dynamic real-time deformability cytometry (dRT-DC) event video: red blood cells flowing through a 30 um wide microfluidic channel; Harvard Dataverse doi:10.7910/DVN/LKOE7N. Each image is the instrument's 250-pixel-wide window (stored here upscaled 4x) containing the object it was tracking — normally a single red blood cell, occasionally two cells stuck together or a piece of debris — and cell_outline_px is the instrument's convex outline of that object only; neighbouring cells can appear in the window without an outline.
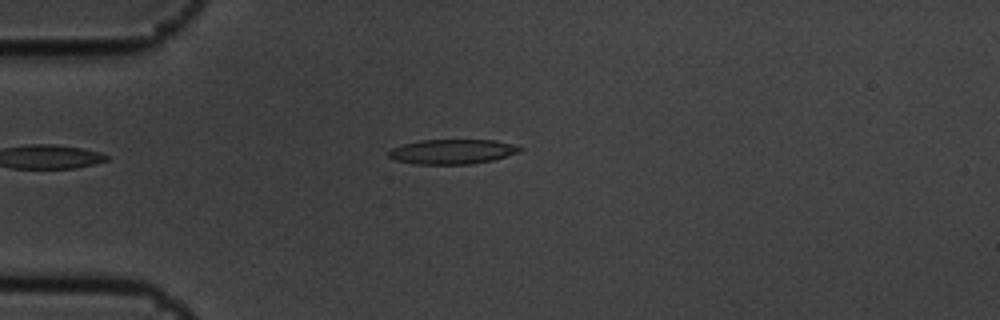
{"species": "common noctule bat (a hibernating species)", "species_latin": "Nyctalus noctula", "temperature_condition": "cold", "stored_images_in_passage": 7, "camera_frame_rate_fps": 3000, "um_per_image_px": 0.085, "animal": {"sex": "male", "body_mass_g": 19.5, "forearm_length_mm": 54.6}, "frame": {"image": 1, "passage_image": 5, "time_ms": 1.333, "image_size_px": [1000, 320], "cell_outline_px": [[524, 148], [520, 152], [492, 160], [468, 164], [416, 164], [396, 160], [388, 156], [388, 152], [392, 148], [404, 144], [420, 140], [496, 140], [516, 144]], "centroid_in_image_um": [38.49, 12.88], "position_along_channel_um": 46.5, "area_um2": 18.9}}
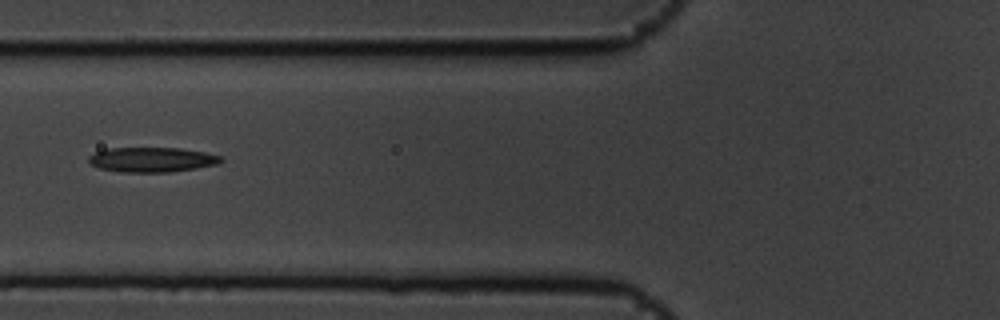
{"frame": {"image": 2, "passage_image": 7, "time_ms": 2.0, "image_size_px": [1000, 320], "cell_outline_px": [[224, 160], [220, 164], [196, 168], [168, 172], [124, 172], [100, 168], [92, 164], [88, 160], [88, 156], [96, 152], [108, 148], [180, 148], [204, 152], [224, 156]], "centroid_in_image_um": [12.98, 13.56], "position_along_channel_um": 112.8, "area_um2": 19.13}}